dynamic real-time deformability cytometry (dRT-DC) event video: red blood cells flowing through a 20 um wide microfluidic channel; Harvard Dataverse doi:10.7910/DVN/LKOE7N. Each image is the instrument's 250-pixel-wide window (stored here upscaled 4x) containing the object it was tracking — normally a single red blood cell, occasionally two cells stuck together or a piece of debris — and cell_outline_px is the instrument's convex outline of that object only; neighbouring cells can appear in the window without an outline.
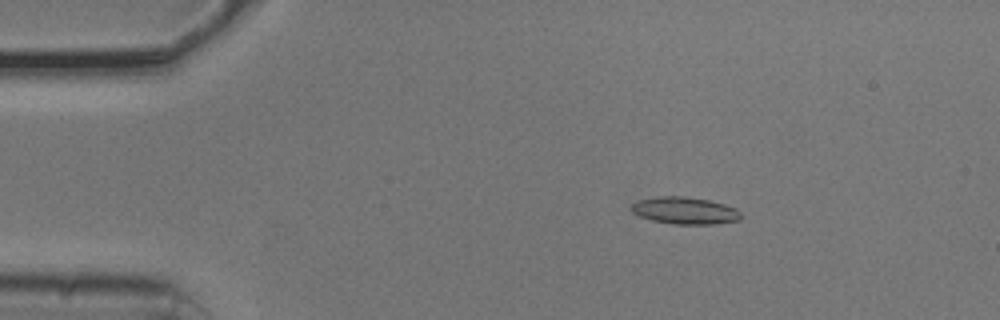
{"species": "common noctule bat (a hibernating species)", "species_latin": "Nyctalus noctula", "temperature_condition": "cold", "stored_images_in_passage": 54, "camera_frame_rate_fps": 3000, "um_per_image_px": 0.085, "animal": {"sex": "male", "body_mass_g": 20.5, "forearm_length_mm": 52.5}, "frame": {"image": 1, "passage_image": 9, "time_ms": 2.667, "image_size_px": [1000, 320], "cell_outline_px": [[740, 220], [716, 224], [676, 224], [652, 220], [640, 216], [632, 212], [632, 204], [636, 200], [660, 196], [684, 196], [708, 200], [724, 204], [736, 208], [740, 212]], "centroid_in_image_um": [58.22, 17.9], "position_along_channel_um": 26.8, "area_um2": 17.22}}
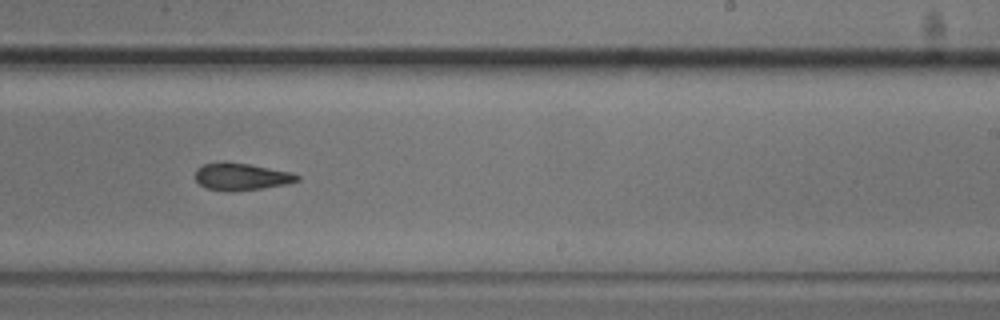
{"frame": {"image": 2, "passage_image": 33, "time_ms": 10.667, "image_size_px": [1000, 320], "cell_outline_px": [[300, 180], [288, 184], [260, 188], [228, 192], [208, 188], [200, 184], [196, 180], [196, 168], [204, 164], [224, 160], [248, 164], [292, 172], [300, 176]], "centroid_in_image_um": [20.51, 15.0], "position_along_channel_um": 268.5, "area_um2": 16.24}}
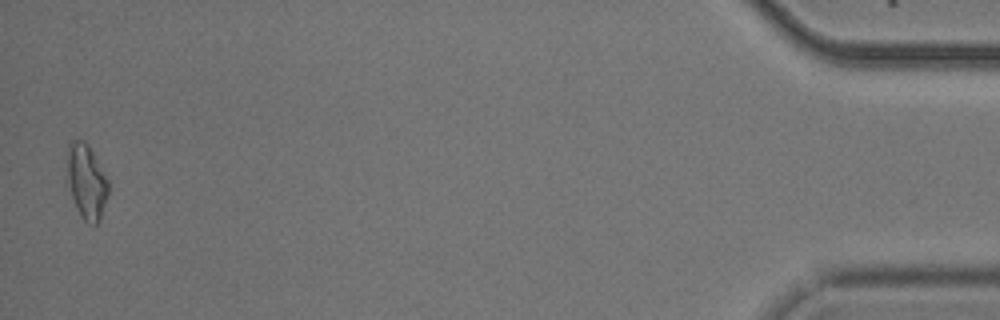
{"frame": {"image": 3, "passage_image": 53, "time_ms": 17.333, "image_size_px": [1000, 320], "cell_outline_px": [[108, 196], [100, 216], [96, 224], [88, 224], [80, 216], [76, 208], [72, 196], [68, 180], [68, 144], [72, 140], [84, 140], [92, 152], [108, 180]], "centroid_in_image_um": [7.35, 15.45], "position_along_channel_um": 427.8, "area_um2": 17.46}, "authors_computed_cell_mechanics": {"area_um2": 16.7331, "velocity_mm_per_s": 3.7627, "shape_relaxation_time_tau1_ms": 4.1418, "shape_relaxation_time_tau2_ms": 3.6088, "deformation_change_tau1": 0.1068, "deformation_change_tau2": 0.1076}}